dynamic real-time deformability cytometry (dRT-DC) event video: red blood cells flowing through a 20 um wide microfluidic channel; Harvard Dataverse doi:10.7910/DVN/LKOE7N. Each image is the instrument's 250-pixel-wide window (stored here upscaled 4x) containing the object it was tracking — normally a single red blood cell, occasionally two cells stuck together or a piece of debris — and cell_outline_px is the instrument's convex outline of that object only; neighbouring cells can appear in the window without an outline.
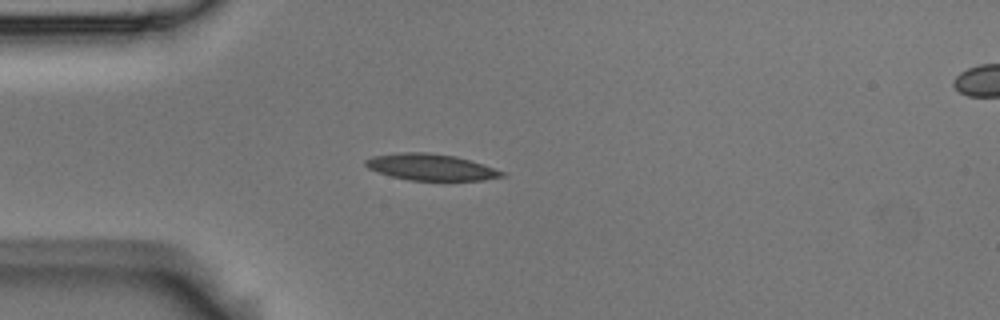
{"species": "Egyptian fruit bat (a non-hibernating species)", "species_latin": "Rousettus aegyptiacus", "temperature_condition": "room temperature", "stored_images_in_passage": 4, "camera_frame_rate_fps": 3000, "um_per_image_px": 0.085, "animal": {"sex": "male"}, "frame": {"image": 1, "passage_image": 3, "time_ms": 0.667, "image_size_px": [1000, 320], "cell_outline_px": [[508, 172], [504, 176], [484, 180], [408, 180], [392, 176], [368, 168], [364, 164], [364, 160], [372, 156], [396, 152], [424, 152], [456, 156]], "centroid_in_image_um": [36.63, 14.2], "position_along_channel_um": 48.4, "area_um2": 20.98}}